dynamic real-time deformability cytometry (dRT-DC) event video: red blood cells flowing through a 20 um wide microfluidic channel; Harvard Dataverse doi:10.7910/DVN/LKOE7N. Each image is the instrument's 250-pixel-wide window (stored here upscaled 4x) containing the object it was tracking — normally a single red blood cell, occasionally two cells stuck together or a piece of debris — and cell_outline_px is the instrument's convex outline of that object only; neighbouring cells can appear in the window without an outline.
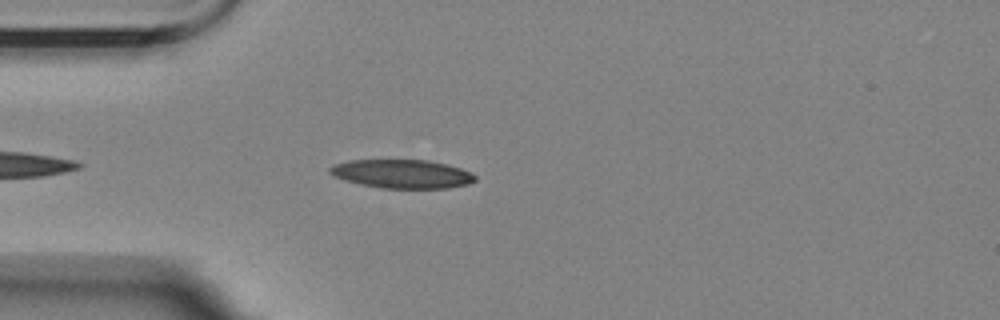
{"species": "Egyptian fruit bat (a non-hibernating species)", "species_latin": "Rousettus aegyptiacus", "temperature_condition": "room temperature", "stored_images_in_passage": 2, "camera_frame_rate_fps": 3000, "um_per_image_px": 0.085, "animal": {"sex": "female"}, "frame": {"image": 1, "passage_image": 2, "time_ms": 3.333, "image_size_px": [1000, 320], "cell_outline_px": [[476, 180], [468, 184], [448, 188], [380, 188], [360, 184], [336, 176], [328, 172], [328, 168], [332, 164], [348, 160], [428, 160], [460, 168], [476, 176]], "centroid_in_image_um": [34.15, 14.78], "position_along_channel_um": 50.9, "area_um2": 24.1}}